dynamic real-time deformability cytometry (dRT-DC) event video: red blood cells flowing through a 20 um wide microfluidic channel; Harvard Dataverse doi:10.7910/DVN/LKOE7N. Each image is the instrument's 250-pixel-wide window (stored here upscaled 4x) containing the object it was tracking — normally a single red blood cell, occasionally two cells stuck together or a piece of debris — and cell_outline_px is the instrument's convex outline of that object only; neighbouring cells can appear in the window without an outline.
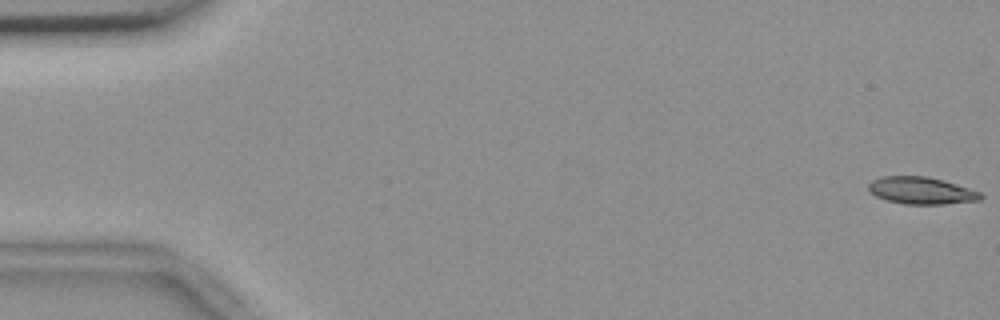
{"species": "common noctule bat (a hibernating species)", "species_latin": "Nyctalus noctula", "temperature_condition": "room temperature", "stored_images_in_passage": 56, "camera_frame_rate_fps": 3000, "um_per_image_px": 0.085, "animal": {"sex": "female", "body_mass_g": 18.4}, "frame": {"image": 1, "passage_image": 1, "time_ms": 0.0, "image_size_px": [1000, 320], "cell_outline_px": [[984, 196], [980, 200], [944, 204], [904, 204], [888, 200], [876, 196], [868, 188], [868, 184], [872, 180], [880, 176], [928, 176], [944, 180], [980, 192]], "centroid_in_image_um": [78.31, 16.19], "position_along_channel_um": 6.7, "area_um2": 17.69}}
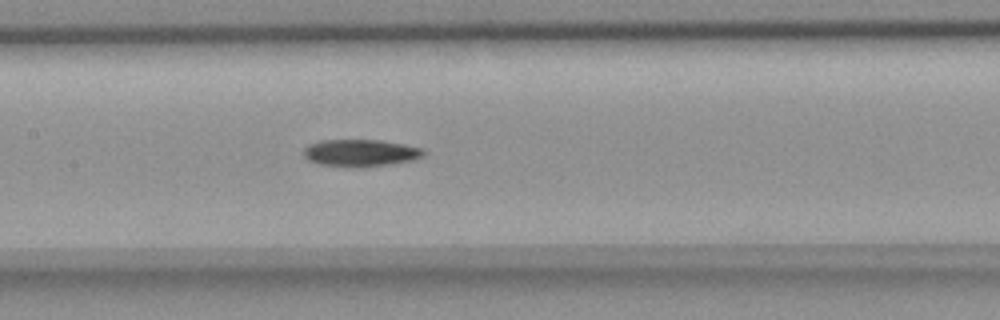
{"frame": {"image": 2, "passage_image": 27, "time_ms": 8.667, "image_size_px": [1000, 320], "cell_outline_px": [[424, 156], [412, 160], [364, 168], [352, 168], [320, 164], [308, 160], [304, 156], [304, 148], [308, 144], [320, 140], [380, 140], [404, 144], [424, 148]], "centroid_in_image_um": [30.63, 13.0], "position_along_channel_um": 176.8, "area_um2": 19.19}}
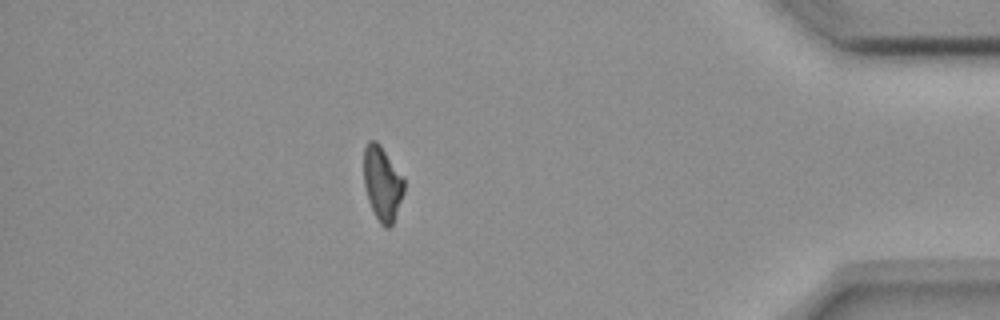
{"frame": {"image": 3, "passage_image": 49, "time_ms": 16.0, "image_size_px": [1000, 320], "cell_outline_px": [[404, 192], [392, 224], [388, 228], [384, 228], [380, 224], [368, 200], [364, 184], [364, 148], [368, 140], [376, 140], [380, 144], [404, 176]], "centroid_in_image_um": [32.5, 15.56], "position_along_channel_um": 402.7, "area_um2": 17.51}, "authors_computed_cell_mechanics": {"area_um2": 18.4382, "velocity_mm_per_s": 3.6744, "shape_relaxation_time_tau1_ms": 7.3866, "shape_relaxation_time_tau2_ms": null, "deformation_change_tau1": 0.1851, "deformation_change_tau2": null}}